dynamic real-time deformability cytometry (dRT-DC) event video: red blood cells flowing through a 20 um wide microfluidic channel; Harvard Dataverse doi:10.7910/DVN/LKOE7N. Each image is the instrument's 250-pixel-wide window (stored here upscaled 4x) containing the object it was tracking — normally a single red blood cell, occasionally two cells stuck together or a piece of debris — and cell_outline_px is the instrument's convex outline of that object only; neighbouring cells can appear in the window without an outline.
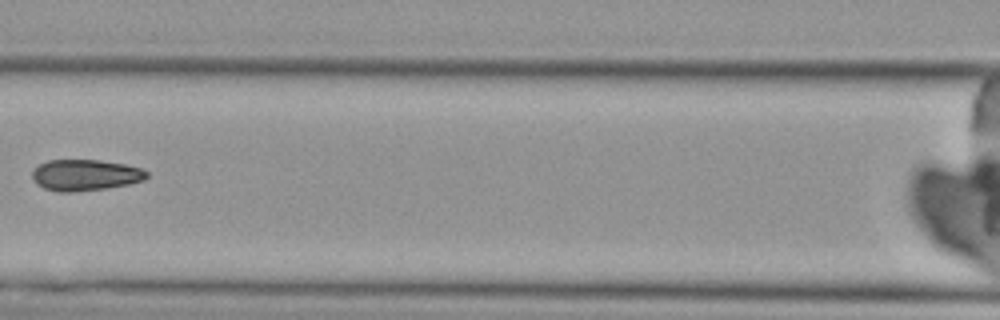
{"species": "Egyptian fruit bat (a non-hibernating species)", "species_latin": "Rousettus aegyptiacus", "temperature_condition": "cold", "stored_images_in_passage": 8, "camera_frame_rate_fps": 3000, "um_per_image_px": 0.085, "animal": {"sex": "female"}, "frame": {"image": 1, "passage_image": 7, "time_ms": 8.0, "image_size_px": [1000, 320], "cell_outline_px": [[148, 176], [144, 180], [128, 184], [104, 188], [72, 192], [56, 192], [44, 188], [36, 184], [32, 180], [32, 172], [40, 164], [48, 160], [100, 160], [124, 164], [140, 168], [148, 172]], "centroid_in_image_um": [7.22, 14.88], "position_along_channel_um": 159.4, "area_um2": 20.75}}
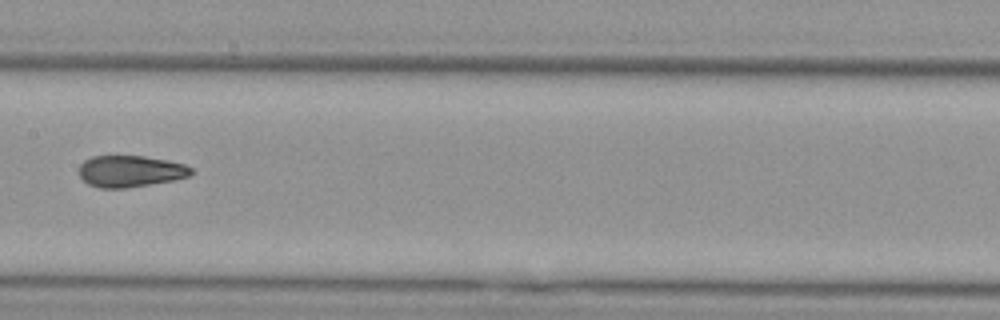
{"frame": {"image": 2, "passage_image": 8, "time_ms": 9.0, "image_size_px": [1000, 320], "cell_outline_px": [[192, 176], [172, 180], [124, 188], [100, 188], [88, 184], [80, 176], [80, 164], [84, 160], [92, 156], [144, 156], [168, 160], [184, 164], [192, 168]], "centroid_in_image_um": [11.08, 14.55], "position_along_channel_um": 196.3, "area_um2": 20.52}}